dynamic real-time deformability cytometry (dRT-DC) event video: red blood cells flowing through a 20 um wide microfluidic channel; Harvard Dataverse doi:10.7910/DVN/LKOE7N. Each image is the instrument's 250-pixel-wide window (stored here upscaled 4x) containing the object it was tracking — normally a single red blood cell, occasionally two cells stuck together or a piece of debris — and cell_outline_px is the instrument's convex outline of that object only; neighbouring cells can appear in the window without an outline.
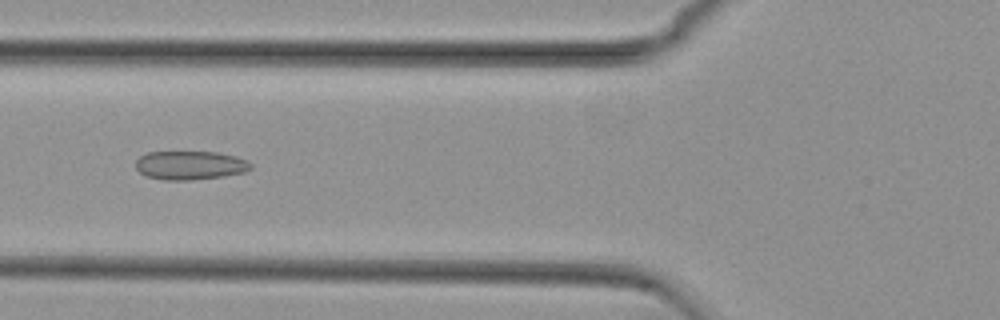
{"species": "common noctule bat (a hibernating species)", "species_latin": "Nyctalus noctula", "temperature_condition": "cold", "stored_images_in_passage": 54, "camera_frame_rate_fps": 3000, "um_per_image_px": 0.085, "animal": {"sex": "female", "body_mass_g": 29.2, "forearm_length_mm": 56.3}, "frame": {"image": 1, "passage_image": 20, "time_ms": 6.333, "image_size_px": [1000, 320], "cell_outline_px": [[252, 168], [244, 172], [224, 176], [192, 180], [164, 180], [148, 176], [140, 172], [136, 168], [136, 160], [140, 156], [148, 152], [216, 152], [236, 156], [248, 160], [252, 164]], "centroid_in_image_um": [16.19, 14.05], "position_along_channel_um": 109.6, "area_um2": 19.31}}
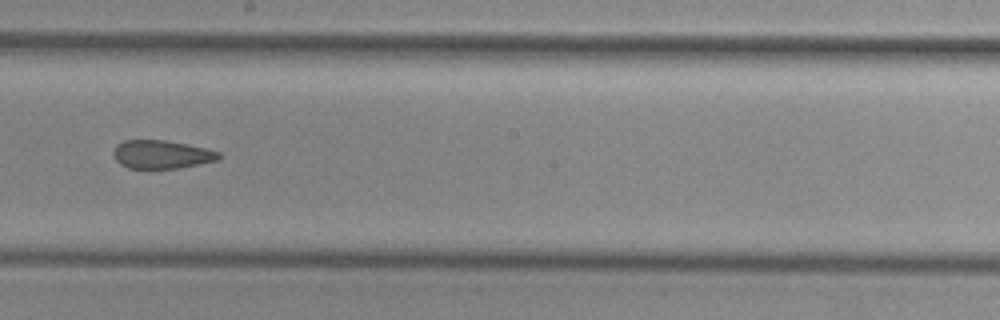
{"frame": {"image": 2, "passage_image": 30, "time_ms": 9.667, "image_size_px": [1000, 320], "cell_outline_px": [[220, 160], [176, 168], [128, 168], [120, 164], [116, 160], [112, 152], [116, 144], [124, 140], [164, 140], [208, 148], [220, 152]], "centroid_in_image_um": [13.73, 13.12], "position_along_channel_um": 234.5, "area_um2": 17.46}}
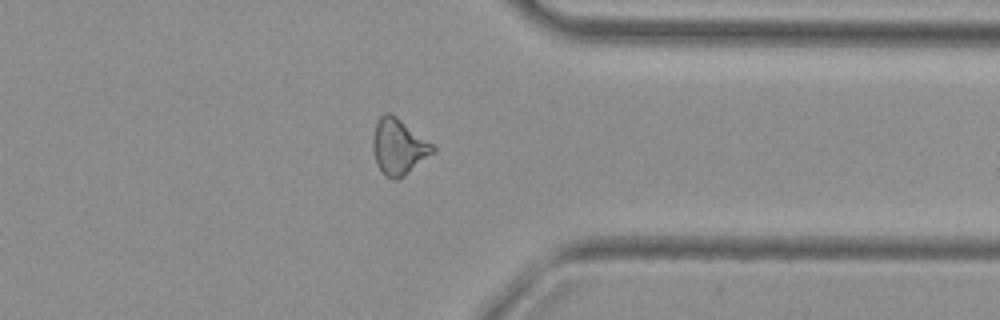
{"frame": {"image": 3, "passage_image": 42, "time_ms": 13.667, "image_size_px": [1000, 320], "cell_outline_px": [[436, 152], [408, 172], [396, 180], [384, 176], [376, 164], [372, 152], [372, 136], [376, 124], [380, 116], [384, 112], [388, 112], [396, 116], [432, 144], [436, 148]], "centroid_in_image_um": [33.85, 12.48], "position_along_channel_um": 377.6, "area_um2": 19.48}, "authors_computed_cell_mechanics": {"area_um2": 19.3919, "velocity_mm_per_s": 3.7359, "shape_relaxation_time_tau1_ms": null, "shape_relaxation_time_tau2_ms": 2.6189, "deformation_change_tau1": null, "deformation_change_tau2": 0.1056}}